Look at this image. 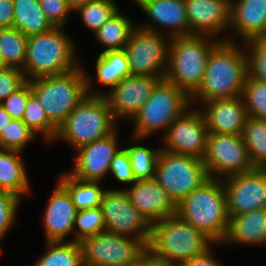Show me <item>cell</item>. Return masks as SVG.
<instances>
[{"instance_id":"obj_35","label":"cell","mask_w":266,"mask_h":266,"mask_svg":"<svg viewBox=\"0 0 266 266\" xmlns=\"http://www.w3.org/2000/svg\"><path fill=\"white\" fill-rule=\"evenodd\" d=\"M35 134L41 133L46 141L55 139L57 128L49 121L43 106L32 93L28 97V102L21 119Z\"/></svg>"},{"instance_id":"obj_41","label":"cell","mask_w":266,"mask_h":266,"mask_svg":"<svg viewBox=\"0 0 266 266\" xmlns=\"http://www.w3.org/2000/svg\"><path fill=\"white\" fill-rule=\"evenodd\" d=\"M32 94L30 80L22 87L9 95L0 104L12 119L21 120L28 102V97Z\"/></svg>"},{"instance_id":"obj_44","label":"cell","mask_w":266,"mask_h":266,"mask_svg":"<svg viewBox=\"0 0 266 266\" xmlns=\"http://www.w3.org/2000/svg\"><path fill=\"white\" fill-rule=\"evenodd\" d=\"M110 172L122 183L132 184L136 181L132 171L130 157L126 149H121L111 161Z\"/></svg>"},{"instance_id":"obj_45","label":"cell","mask_w":266,"mask_h":266,"mask_svg":"<svg viewBox=\"0 0 266 266\" xmlns=\"http://www.w3.org/2000/svg\"><path fill=\"white\" fill-rule=\"evenodd\" d=\"M210 250L209 246L203 252L183 261L179 266H221V263L213 257Z\"/></svg>"},{"instance_id":"obj_30","label":"cell","mask_w":266,"mask_h":266,"mask_svg":"<svg viewBox=\"0 0 266 266\" xmlns=\"http://www.w3.org/2000/svg\"><path fill=\"white\" fill-rule=\"evenodd\" d=\"M48 251L34 266H84L80 242L47 241Z\"/></svg>"},{"instance_id":"obj_20","label":"cell","mask_w":266,"mask_h":266,"mask_svg":"<svg viewBox=\"0 0 266 266\" xmlns=\"http://www.w3.org/2000/svg\"><path fill=\"white\" fill-rule=\"evenodd\" d=\"M207 105L203 115L209 133L242 135L248 118L242 96L231 99H214Z\"/></svg>"},{"instance_id":"obj_15","label":"cell","mask_w":266,"mask_h":266,"mask_svg":"<svg viewBox=\"0 0 266 266\" xmlns=\"http://www.w3.org/2000/svg\"><path fill=\"white\" fill-rule=\"evenodd\" d=\"M208 129L202 112L187 109L166 130L164 151L203 159Z\"/></svg>"},{"instance_id":"obj_27","label":"cell","mask_w":266,"mask_h":266,"mask_svg":"<svg viewBox=\"0 0 266 266\" xmlns=\"http://www.w3.org/2000/svg\"><path fill=\"white\" fill-rule=\"evenodd\" d=\"M57 182L66 189L78 211L100 207L102 197L107 191V189H101L100 181L80 180L67 171L62 174Z\"/></svg>"},{"instance_id":"obj_4","label":"cell","mask_w":266,"mask_h":266,"mask_svg":"<svg viewBox=\"0 0 266 266\" xmlns=\"http://www.w3.org/2000/svg\"><path fill=\"white\" fill-rule=\"evenodd\" d=\"M62 29L53 27L47 32L28 36L26 60L22 69L27 81L61 75L80 67L75 57L74 44Z\"/></svg>"},{"instance_id":"obj_39","label":"cell","mask_w":266,"mask_h":266,"mask_svg":"<svg viewBox=\"0 0 266 266\" xmlns=\"http://www.w3.org/2000/svg\"><path fill=\"white\" fill-rule=\"evenodd\" d=\"M250 49L248 57V75L266 83V38H254L245 41Z\"/></svg>"},{"instance_id":"obj_11","label":"cell","mask_w":266,"mask_h":266,"mask_svg":"<svg viewBox=\"0 0 266 266\" xmlns=\"http://www.w3.org/2000/svg\"><path fill=\"white\" fill-rule=\"evenodd\" d=\"M84 266H138L147 248L128 236L108 231L80 242Z\"/></svg>"},{"instance_id":"obj_29","label":"cell","mask_w":266,"mask_h":266,"mask_svg":"<svg viewBox=\"0 0 266 266\" xmlns=\"http://www.w3.org/2000/svg\"><path fill=\"white\" fill-rule=\"evenodd\" d=\"M131 21L118 10L94 34L105 50H123L133 31Z\"/></svg>"},{"instance_id":"obj_43","label":"cell","mask_w":266,"mask_h":266,"mask_svg":"<svg viewBox=\"0 0 266 266\" xmlns=\"http://www.w3.org/2000/svg\"><path fill=\"white\" fill-rule=\"evenodd\" d=\"M27 82L21 69L6 67L0 69V103Z\"/></svg>"},{"instance_id":"obj_5","label":"cell","mask_w":266,"mask_h":266,"mask_svg":"<svg viewBox=\"0 0 266 266\" xmlns=\"http://www.w3.org/2000/svg\"><path fill=\"white\" fill-rule=\"evenodd\" d=\"M87 72L79 68L53 76L30 80L32 93L37 97L49 121L58 129L71 111L87 95Z\"/></svg>"},{"instance_id":"obj_16","label":"cell","mask_w":266,"mask_h":266,"mask_svg":"<svg viewBox=\"0 0 266 266\" xmlns=\"http://www.w3.org/2000/svg\"><path fill=\"white\" fill-rule=\"evenodd\" d=\"M86 77L87 94L104 95L115 120L120 117L128 118L129 120L133 119L149 99L153 88L160 81L158 77L131 75L106 92L107 94H101L97 91H91V78Z\"/></svg>"},{"instance_id":"obj_37","label":"cell","mask_w":266,"mask_h":266,"mask_svg":"<svg viewBox=\"0 0 266 266\" xmlns=\"http://www.w3.org/2000/svg\"><path fill=\"white\" fill-rule=\"evenodd\" d=\"M74 225L77 226L72 241L81 242L83 239L106 231L101 207L79 210Z\"/></svg>"},{"instance_id":"obj_46","label":"cell","mask_w":266,"mask_h":266,"mask_svg":"<svg viewBox=\"0 0 266 266\" xmlns=\"http://www.w3.org/2000/svg\"><path fill=\"white\" fill-rule=\"evenodd\" d=\"M13 0H0V29L13 28Z\"/></svg>"},{"instance_id":"obj_48","label":"cell","mask_w":266,"mask_h":266,"mask_svg":"<svg viewBox=\"0 0 266 266\" xmlns=\"http://www.w3.org/2000/svg\"><path fill=\"white\" fill-rule=\"evenodd\" d=\"M12 120V117L6 112V110L0 104V132L5 129L7 124Z\"/></svg>"},{"instance_id":"obj_24","label":"cell","mask_w":266,"mask_h":266,"mask_svg":"<svg viewBox=\"0 0 266 266\" xmlns=\"http://www.w3.org/2000/svg\"><path fill=\"white\" fill-rule=\"evenodd\" d=\"M224 242L266 245V208L230 217Z\"/></svg>"},{"instance_id":"obj_32","label":"cell","mask_w":266,"mask_h":266,"mask_svg":"<svg viewBox=\"0 0 266 266\" xmlns=\"http://www.w3.org/2000/svg\"><path fill=\"white\" fill-rule=\"evenodd\" d=\"M28 36L16 28L0 29V50L8 67L23 69Z\"/></svg>"},{"instance_id":"obj_8","label":"cell","mask_w":266,"mask_h":266,"mask_svg":"<svg viewBox=\"0 0 266 266\" xmlns=\"http://www.w3.org/2000/svg\"><path fill=\"white\" fill-rule=\"evenodd\" d=\"M191 106V98L174 84L160 80L149 99L133 117L132 137L141 140L158 130L168 127Z\"/></svg>"},{"instance_id":"obj_1","label":"cell","mask_w":266,"mask_h":266,"mask_svg":"<svg viewBox=\"0 0 266 266\" xmlns=\"http://www.w3.org/2000/svg\"><path fill=\"white\" fill-rule=\"evenodd\" d=\"M228 37L220 40L211 50L200 88L190 97L191 105L214 99L242 96L248 76L247 53Z\"/></svg>"},{"instance_id":"obj_19","label":"cell","mask_w":266,"mask_h":266,"mask_svg":"<svg viewBox=\"0 0 266 266\" xmlns=\"http://www.w3.org/2000/svg\"><path fill=\"white\" fill-rule=\"evenodd\" d=\"M190 35L216 36L230 28L231 0H185Z\"/></svg>"},{"instance_id":"obj_6","label":"cell","mask_w":266,"mask_h":266,"mask_svg":"<svg viewBox=\"0 0 266 266\" xmlns=\"http://www.w3.org/2000/svg\"><path fill=\"white\" fill-rule=\"evenodd\" d=\"M212 243L202 231L174 215L152 224L147 251L158 259L180 265Z\"/></svg>"},{"instance_id":"obj_21","label":"cell","mask_w":266,"mask_h":266,"mask_svg":"<svg viewBox=\"0 0 266 266\" xmlns=\"http://www.w3.org/2000/svg\"><path fill=\"white\" fill-rule=\"evenodd\" d=\"M44 223L47 241H63L75 230L78 210L66 189L58 182L45 209Z\"/></svg>"},{"instance_id":"obj_23","label":"cell","mask_w":266,"mask_h":266,"mask_svg":"<svg viewBox=\"0 0 266 266\" xmlns=\"http://www.w3.org/2000/svg\"><path fill=\"white\" fill-rule=\"evenodd\" d=\"M141 8L153 23L171 29L169 37L190 35L185 0H153L145 2Z\"/></svg>"},{"instance_id":"obj_50","label":"cell","mask_w":266,"mask_h":266,"mask_svg":"<svg viewBox=\"0 0 266 266\" xmlns=\"http://www.w3.org/2000/svg\"><path fill=\"white\" fill-rule=\"evenodd\" d=\"M8 67L5 63V59L3 57V54L1 53V50H0V69H3V68H6Z\"/></svg>"},{"instance_id":"obj_49","label":"cell","mask_w":266,"mask_h":266,"mask_svg":"<svg viewBox=\"0 0 266 266\" xmlns=\"http://www.w3.org/2000/svg\"><path fill=\"white\" fill-rule=\"evenodd\" d=\"M68 5L75 10L78 6L84 4L85 2L89 0H66Z\"/></svg>"},{"instance_id":"obj_31","label":"cell","mask_w":266,"mask_h":266,"mask_svg":"<svg viewBox=\"0 0 266 266\" xmlns=\"http://www.w3.org/2000/svg\"><path fill=\"white\" fill-rule=\"evenodd\" d=\"M242 138L255 168H266V121L249 117Z\"/></svg>"},{"instance_id":"obj_7","label":"cell","mask_w":266,"mask_h":266,"mask_svg":"<svg viewBox=\"0 0 266 266\" xmlns=\"http://www.w3.org/2000/svg\"><path fill=\"white\" fill-rule=\"evenodd\" d=\"M115 124L105 96L87 94L58 127L55 140H65L77 150L112 134Z\"/></svg>"},{"instance_id":"obj_26","label":"cell","mask_w":266,"mask_h":266,"mask_svg":"<svg viewBox=\"0 0 266 266\" xmlns=\"http://www.w3.org/2000/svg\"><path fill=\"white\" fill-rule=\"evenodd\" d=\"M13 28L26 36L47 32L54 26L40 7L39 0H13Z\"/></svg>"},{"instance_id":"obj_9","label":"cell","mask_w":266,"mask_h":266,"mask_svg":"<svg viewBox=\"0 0 266 266\" xmlns=\"http://www.w3.org/2000/svg\"><path fill=\"white\" fill-rule=\"evenodd\" d=\"M154 27L149 23L135 27L124 51L131 75L152 76L163 80L168 67L171 37L165 39Z\"/></svg>"},{"instance_id":"obj_28","label":"cell","mask_w":266,"mask_h":266,"mask_svg":"<svg viewBox=\"0 0 266 266\" xmlns=\"http://www.w3.org/2000/svg\"><path fill=\"white\" fill-rule=\"evenodd\" d=\"M96 76L110 90L124 78L131 76L129 61L123 50L102 51L96 58Z\"/></svg>"},{"instance_id":"obj_10","label":"cell","mask_w":266,"mask_h":266,"mask_svg":"<svg viewBox=\"0 0 266 266\" xmlns=\"http://www.w3.org/2000/svg\"><path fill=\"white\" fill-rule=\"evenodd\" d=\"M209 178L206 166L201 159L173 154L161 149L154 180L176 204Z\"/></svg>"},{"instance_id":"obj_12","label":"cell","mask_w":266,"mask_h":266,"mask_svg":"<svg viewBox=\"0 0 266 266\" xmlns=\"http://www.w3.org/2000/svg\"><path fill=\"white\" fill-rule=\"evenodd\" d=\"M106 231L139 240L146 248L151 240L152 225L132 205L124 189L107 190L101 200Z\"/></svg>"},{"instance_id":"obj_38","label":"cell","mask_w":266,"mask_h":266,"mask_svg":"<svg viewBox=\"0 0 266 266\" xmlns=\"http://www.w3.org/2000/svg\"><path fill=\"white\" fill-rule=\"evenodd\" d=\"M35 135L22 120L12 119L0 132V149L22 152Z\"/></svg>"},{"instance_id":"obj_36","label":"cell","mask_w":266,"mask_h":266,"mask_svg":"<svg viewBox=\"0 0 266 266\" xmlns=\"http://www.w3.org/2000/svg\"><path fill=\"white\" fill-rule=\"evenodd\" d=\"M242 98L249 117L266 121V83L249 75L246 78Z\"/></svg>"},{"instance_id":"obj_17","label":"cell","mask_w":266,"mask_h":266,"mask_svg":"<svg viewBox=\"0 0 266 266\" xmlns=\"http://www.w3.org/2000/svg\"><path fill=\"white\" fill-rule=\"evenodd\" d=\"M117 132L79 147L74 169L68 173L84 181H100L109 173L111 161L121 150Z\"/></svg>"},{"instance_id":"obj_3","label":"cell","mask_w":266,"mask_h":266,"mask_svg":"<svg viewBox=\"0 0 266 266\" xmlns=\"http://www.w3.org/2000/svg\"><path fill=\"white\" fill-rule=\"evenodd\" d=\"M208 35L171 38L165 80L191 97L201 86L212 48L222 39Z\"/></svg>"},{"instance_id":"obj_18","label":"cell","mask_w":266,"mask_h":266,"mask_svg":"<svg viewBox=\"0 0 266 266\" xmlns=\"http://www.w3.org/2000/svg\"><path fill=\"white\" fill-rule=\"evenodd\" d=\"M124 191L151 225L176 215V203L154 179L135 181Z\"/></svg>"},{"instance_id":"obj_25","label":"cell","mask_w":266,"mask_h":266,"mask_svg":"<svg viewBox=\"0 0 266 266\" xmlns=\"http://www.w3.org/2000/svg\"><path fill=\"white\" fill-rule=\"evenodd\" d=\"M20 154L19 151L0 149V191L22 198L30 191V185Z\"/></svg>"},{"instance_id":"obj_34","label":"cell","mask_w":266,"mask_h":266,"mask_svg":"<svg viewBox=\"0 0 266 266\" xmlns=\"http://www.w3.org/2000/svg\"><path fill=\"white\" fill-rule=\"evenodd\" d=\"M125 149L130 157L135 180L154 179L156 164L161 148L152 150L148 147L137 144Z\"/></svg>"},{"instance_id":"obj_47","label":"cell","mask_w":266,"mask_h":266,"mask_svg":"<svg viewBox=\"0 0 266 266\" xmlns=\"http://www.w3.org/2000/svg\"><path fill=\"white\" fill-rule=\"evenodd\" d=\"M138 266H179L178 264L164 261L154 257L149 251H146L140 259Z\"/></svg>"},{"instance_id":"obj_14","label":"cell","mask_w":266,"mask_h":266,"mask_svg":"<svg viewBox=\"0 0 266 266\" xmlns=\"http://www.w3.org/2000/svg\"><path fill=\"white\" fill-rule=\"evenodd\" d=\"M229 218L266 208V168H255L222 179Z\"/></svg>"},{"instance_id":"obj_22","label":"cell","mask_w":266,"mask_h":266,"mask_svg":"<svg viewBox=\"0 0 266 266\" xmlns=\"http://www.w3.org/2000/svg\"><path fill=\"white\" fill-rule=\"evenodd\" d=\"M231 27L243 41L266 38V0H231Z\"/></svg>"},{"instance_id":"obj_2","label":"cell","mask_w":266,"mask_h":266,"mask_svg":"<svg viewBox=\"0 0 266 266\" xmlns=\"http://www.w3.org/2000/svg\"><path fill=\"white\" fill-rule=\"evenodd\" d=\"M176 215L202 231L214 243H223L229 228L222 178H209L176 204Z\"/></svg>"},{"instance_id":"obj_51","label":"cell","mask_w":266,"mask_h":266,"mask_svg":"<svg viewBox=\"0 0 266 266\" xmlns=\"http://www.w3.org/2000/svg\"><path fill=\"white\" fill-rule=\"evenodd\" d=\"M141 7L145 2L153 1V0H134Z\"/></svg>"},{"instance_id":"obj_40","label":"cell","mask_w":266,"mask_h":266,"mask_svg":"<svg viewBox=\"0 0 266 266\" xmlns=\"http://www.w3.org/2000/svg\"><path fill=\"white\" fill-rule=\"evenodd\" d=\"M21 197L7 191H0V240L13 226Z\"/></svg>"},{"instance_id":"obj_42","label":"cell","mask_w":266,"mask_h":266,"mask_svg":"<svg viewBox=\"0 0 266 266\" xmlns=\"http://www.w3.org/2000/svg\"><path fill=\"white\" fill-rule=\"evenodd\" d=\"M40 7L54 27L66 25L67 17L74 10L66 0H39Z\"/></svg>"},{"instance_id":"obj_33","label":"cell","mask_w":266,"mask_h":266,"mask_svg":"<svg viewBox=\"0 0 266 266\" xmlns=\"http://www.w3.org/2000/svg\"><path fill=\"white\" fill-rule=\"evenodd\" d=\"M118 9L113 0H89L74 11L81 15L85 26L95 33Z\"/></svg>"},{"instance_id":"obj_13","label":"cell","mask_w":266,"mask_h":266,"mask_svg":"<svg viewBox=\"0 0 266 266\" xmlns=\"http://www.w3.org/2000/svg\"><path fill=\"white\" fill-rule=\"evenodd\" d=\"M210 178H224L255 169L242 135L209 133L202 159Z\"/></svg>"}]
</instances>
